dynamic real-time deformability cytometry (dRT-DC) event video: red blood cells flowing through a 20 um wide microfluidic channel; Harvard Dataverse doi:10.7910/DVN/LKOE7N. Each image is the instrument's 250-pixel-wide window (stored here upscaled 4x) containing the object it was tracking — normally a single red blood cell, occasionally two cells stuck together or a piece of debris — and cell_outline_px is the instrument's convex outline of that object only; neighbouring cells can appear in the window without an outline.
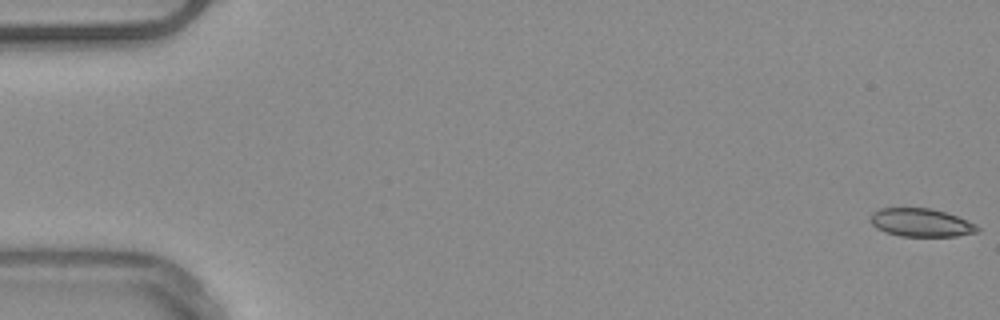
{"species": "common noctule bat (a hibernating species)", "species_latin": "Nyctalus noctula", "temperature_condition": "warm", "stored_images_in_passage": 52, "camera_frame_rate_fps": 3000, "um_per_image_px": 0.085, "animal": {"sex": "male", "body_mass_g": 20.4}, "frame": {"image": 1, "passage_image": 1, "time_ms": 0.0, "image_size_px": [1000, 320], "cell_outline_px": [[972, 228], [968, 232], [952, 236], [908, 236], [888, 232], [880, 228], [872, 220], [876, 212], [888, 208], [924, 208], [940, 212], [964, 220], [972, 224]], "centroid_in_image_um": [78.2, 18.92], "position_along_channel_um": 6.8, "area_um2": 15.66}}
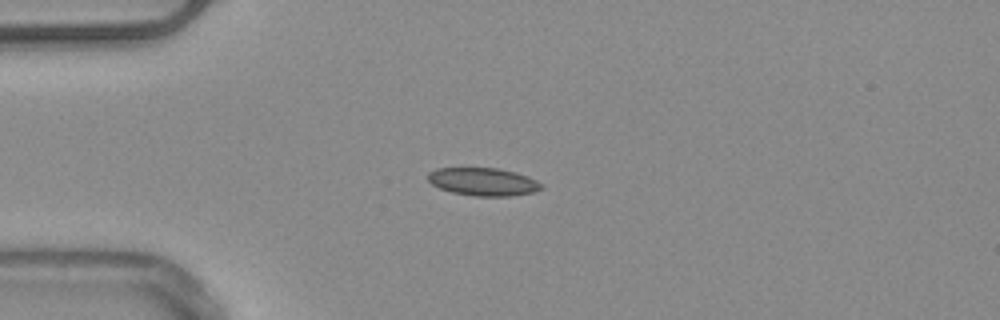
{"frame": {"image": 2, "passage_image": 14, "time_ms": 4.333, "image_size_px": [1000, 320], "cell_outline_px": [[540, 188], [528, 192], [496, 196], [488, 196], [456, 192], [444, 188], [436, 184], [428, 176], [432, 172], [444, 168], [492, 168], [524, 176], [532, 180]], "centroid_in_image_um": [41.01, 15.43], "position_along_channel_um": 44.0, "area_um2": 16.42}}
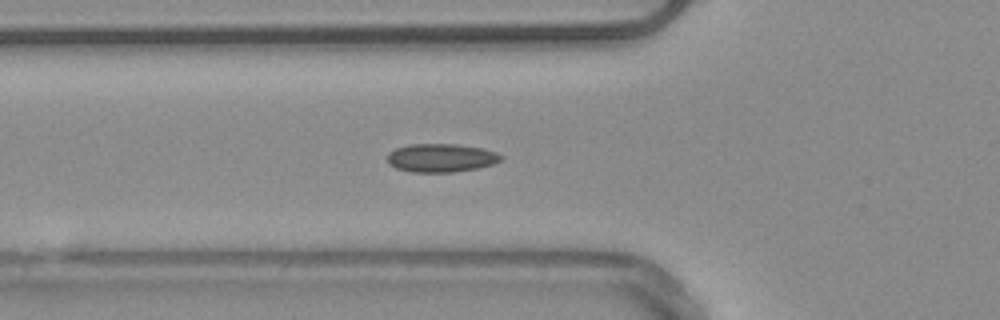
{"frame": {"image": 3, "passage_image": 19, "time_ms": 6.0, "image_size_px": [1000, 320], "cell_outline_px": [[500, 156], [496, 160], [488, 164], [472, 168], [444, 172], [424, 172], [400, 168], [392, 164], [388, 160], [388, 156], [392, 152], [400, 148], [420, 144], [440, 144], [476, 148], [492, 152]], "centroid_in_image_um": [37.42, 13.42], "position_along_channel_um": 88.4, "area_um2": 16.88}, "authors_computed_cell_mechanics": {"area_um2": 15.6349, "velocity_mm_per_s": 3.9506, "shape_relaxation_time_tau1_ms": null, "shape_relaxation_time_tau2_ms": 2.7021, "deformation_change_tau1": null, "deformation_change_tau2": 0.0853}}